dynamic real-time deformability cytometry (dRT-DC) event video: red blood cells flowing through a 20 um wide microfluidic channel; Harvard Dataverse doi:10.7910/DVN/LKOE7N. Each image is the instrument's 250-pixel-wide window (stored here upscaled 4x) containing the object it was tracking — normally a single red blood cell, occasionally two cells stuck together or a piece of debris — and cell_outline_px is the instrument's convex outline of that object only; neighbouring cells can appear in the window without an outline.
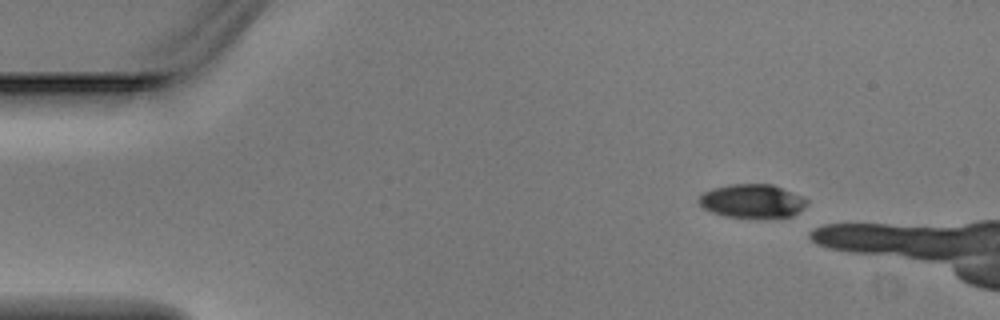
{"species": "Egyptian fruit bat (a non-hibernating species)", "species_latin": "Rousettus aegyptiacus", "temperature_condition": "warm", "stored_images_in_passage": 3, "camera_frame_rate_fps": 3000, "um_per_image_px": 0.085, "animal": {"sex": "male"}, "frame": {"image": 1, "passage_image": 1, "time_ms": 0.0, "image_size_px": [1000, 320], "cell_outline_px": [[808, 204], [804, 208], [792, 216], [724, 216], [712, 212], [704, 208], [696, 200], [704, 192], [712, 188], [732, 184], [772, 184], [804, 196], [808, 200]], "centroid_in_image_um": [63.95, 17.06], "position_along_channel_um": 21.0, "area_um2": 20.92}}